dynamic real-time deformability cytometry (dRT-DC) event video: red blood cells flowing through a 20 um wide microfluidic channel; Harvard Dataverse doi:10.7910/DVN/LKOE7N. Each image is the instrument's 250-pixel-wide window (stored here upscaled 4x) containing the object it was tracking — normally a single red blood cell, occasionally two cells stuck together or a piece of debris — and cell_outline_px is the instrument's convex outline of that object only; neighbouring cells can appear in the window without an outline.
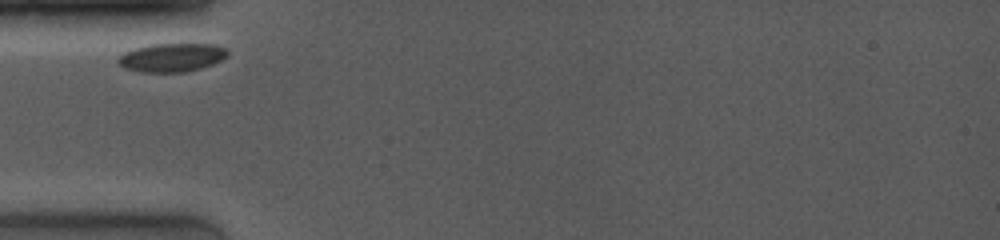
{"species": "common noctule bat (a hibernating species)", "species_latin": "Nyctalus noctula", "temperature_condition": "room temperature", "stored_images_in_passage": 16, "camera_frame_rate_fps": 4000, "um_per_image_px": 0.085, "animal": {"sex": "female", "body_mass_g": 19.0, "forearm_length_mm": 53.3}, "frame": {"image": 1, "passage_image": 1, "time_ms": 0.0, "image_size_px": [1000, 240], "cell_outline_px": [[228, 56], [212, 64], [188, 72], [140, 72], [124, 68], [116, 60], [124, 52], [136, 48], [152, 44], [216, 44], [224, 48], [228, 52]], "centroid_in_image_um": [14.6, 4.89], "position_along_channel_um": 70.4, "area_um2": 18.15}}
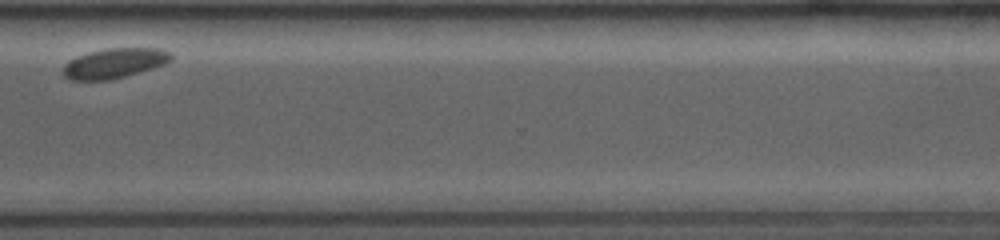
{"frame": {"image": 2, "passage_image": 14, "time_ms": 8.25, "image_size_px": [1000, 240], "cell_outline_px": [[172, 60], [164, 64], [152, 68], [124, 76], [108, 80], [72, 80], [64, 76], [60, 72], [64, 64], [68, 60], [76, 56], [88, 52], [108, 48], [160, 48], [172, 52]], "centroid_in_image_um": [9.69, 5.36], "position_along_channel_um": 360.9, "area_um2": 18.96}}
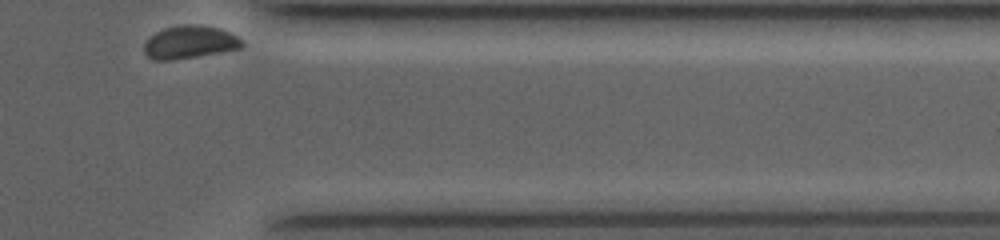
{"frame": {"image": 3, "passage_image": 16, "time_ms": 9.25, "image_size_px": [1000, 240], "cell_outline_px": [[244, 44], [240, 48], [220, 52], [172, 60], [152, 60], [144, 52], [144, 44], [156, 32], [164, 28], [184, 24], [196, 24], [220, 28], [232, 32], [240, 36], [244, 40]], "centroid_in_image_um": [16.18, 3.57], "position_along_channel_um": 395.2, "area_um2": 18.84}}